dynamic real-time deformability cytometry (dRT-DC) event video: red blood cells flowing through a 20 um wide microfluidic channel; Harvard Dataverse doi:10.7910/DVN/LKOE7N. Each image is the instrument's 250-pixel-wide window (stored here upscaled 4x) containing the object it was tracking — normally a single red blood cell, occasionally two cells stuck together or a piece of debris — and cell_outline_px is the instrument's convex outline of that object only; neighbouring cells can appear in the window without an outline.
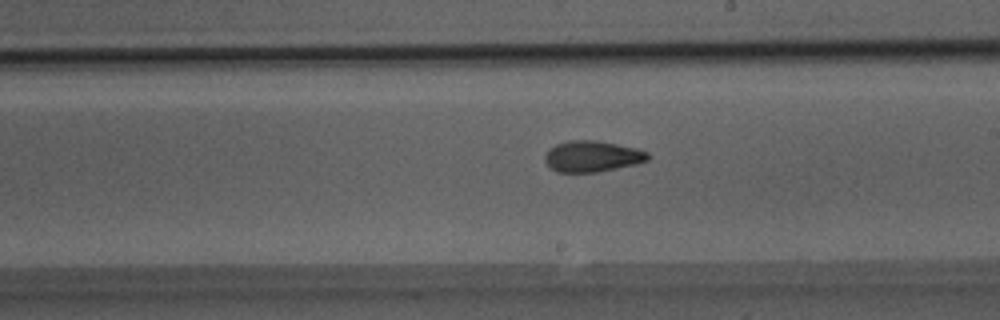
{"species": "Egyptian fruit bat (a non-hibernating species)", "species_latin": "Rousettus aegyptiacus", "temperature_condition": "room temperature", "stored_images_in_passage": 28, "camera_frame_rate_fps": 3000, "um_per_image_px": 0.085, "animal": {"sex": "male"}, "frame": {"image": 1, "passage_image": 16, "time_ms": 5.0, "image_size_px": [1000, 320], "cell_outline_px": [[652, 156], [648, 160], [636, 164], [596, 172], [556, 172], [544, 160], [544, 156], [548, 148], [556, 144], [568, 140], [596, 140], [636, 148], [648, 152]], "centroid_in_image_um": [50.33, 13.28], "position_along_channel_um": 238.7, "area_um2": 18.73}}
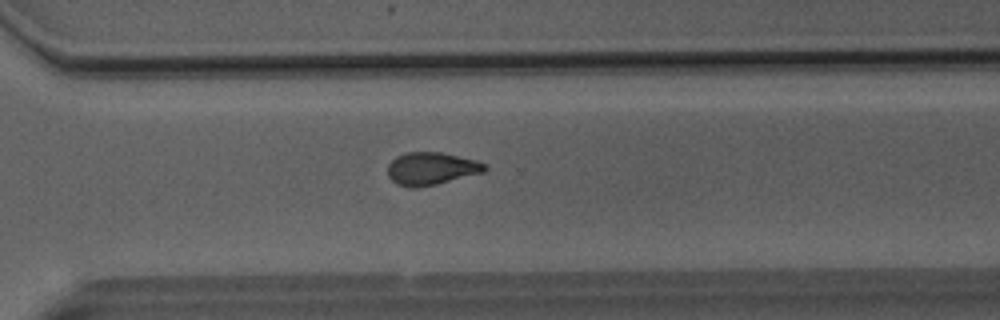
{"frame": {"image": 2, "passage_image": 23, "time_ms": 7.333, "image_size_px": [1000, 320], "cell_outline_px": [[488, 168], [484, 172], [436, 184], [416, 188], [412, 188], [396, 184], [388, 176], [388, 164], [396, 156], [408, 152], [440, 152], [476, 160], [484, 164]], "centroid_in_image_um": [36.64, 14.33], "position_along_channel_um": 334.0, "area_um2": 18.38}}